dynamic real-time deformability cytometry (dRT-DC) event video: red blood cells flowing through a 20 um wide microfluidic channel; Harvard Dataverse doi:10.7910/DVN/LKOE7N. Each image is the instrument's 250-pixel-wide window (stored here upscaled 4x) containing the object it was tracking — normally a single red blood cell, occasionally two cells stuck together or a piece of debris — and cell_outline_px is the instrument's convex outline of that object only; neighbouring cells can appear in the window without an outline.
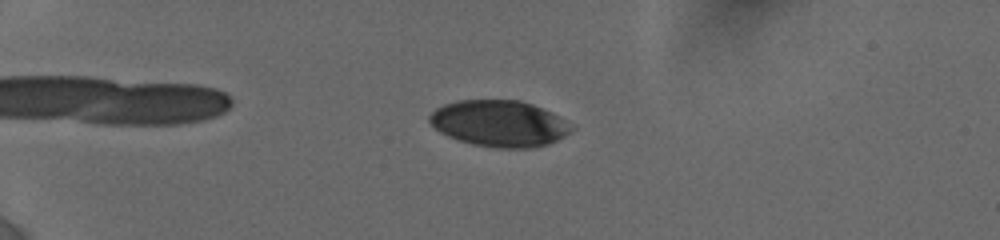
{"species": "human", "species_latin": "Homo sapiens", "temperature_condition": "cold", "stored_images_in_passage": 22, "camera_frame_rate_fps": 3000, "um_per_image_px": 0.085, "donor": {"sex": "female"}, "frame": {"image": 1, "passage_image": 12, "time_ms": 4.667, "image_size_px": [1000, 240], "cell_outline_px": [[576, 128], [564, 136], [548, 144], [532, 148], [500, 148], [472, 144], [448, 136], [440, 132], [428, 120], [428, 116], [436, 108], [444, 104], [456, 100], [520, 100], [532, 104], [552, 112], [576, 124]], "centroid_in_image_um": [42.5, 10.49], "position_along_channel_um": 42.5, "area_um2": 38.61}}
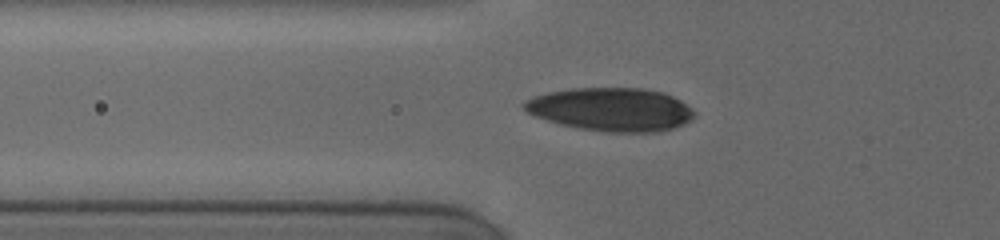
{"frame": {"image": 2, "passage_image": 18, "time_ms": 7.0, "image_size_px": [1000, 240], "cell_outline_px": [[696, 112], [684, 124], [660, 132], [604, 132], [580, 128], [560, 124], [536, 116], [528, 112], [520, 104], [524, 100], [532, 96], [548, 92], [568, 88], [640, 88], [664, 92], [680, 100], [692, 108]], "centroid_in_image_um": [51.92, 9.29], "position_along_channel_um": 73.9, "area_um2": 43.06}}
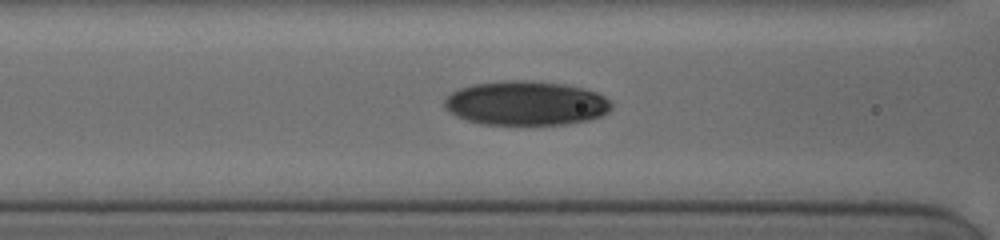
{"frame": {"image": 3, "passage_image": 21, "time_ms": 8.333, "image_size_px": [1000, 240], "cell_outline_px": [[612, 108], [608, 112], [600, 116], [588, 120], [564, 124], [480, 124], [456, 116], [448, 112], [444, 108], [444, 100], [452, 92], [460, 88], [476, 84], [512, 80], [528, 80], [564, 84], [584, 88], [596, 92], [604, 96], [612, 104]], "centroid_in_image_um": [44.71, 8.77], "position_along_channel_um": 121.9, "area_um2": 42.95}}